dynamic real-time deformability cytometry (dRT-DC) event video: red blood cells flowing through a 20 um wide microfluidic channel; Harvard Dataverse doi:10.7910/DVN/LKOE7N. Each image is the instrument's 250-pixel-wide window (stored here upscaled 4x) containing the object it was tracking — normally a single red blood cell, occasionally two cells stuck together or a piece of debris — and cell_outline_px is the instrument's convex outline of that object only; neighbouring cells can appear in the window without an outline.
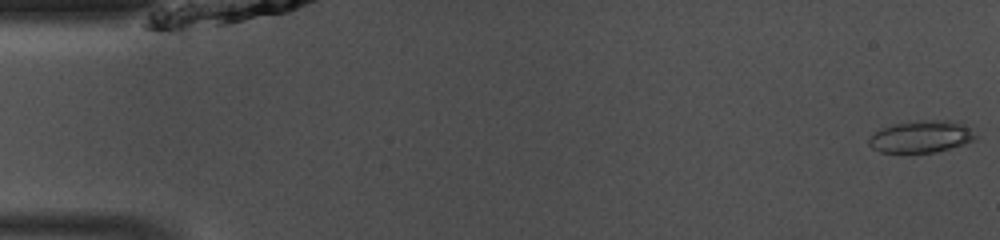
{"species": "common noctule bat (a hibernating species)", "species_latin": "Nyctalus noctula", "temperature_condition": "room temperature", "stored_images_in_passage": 48, "camera_frame_rate_fps": 3000, "um_per_image_px": 0.085, "animal": {"sex": "male", "body_mass_g": 13.0, "forearm_length_mm": 53.1}, "frame": {"image": 1, "passage_image": 1, "time_ms": 0.0, "image_size_px": [1000, 240], "cell_outline_px": [[976, 140], [964, 144], [936, 152], [880, 152], [872, 148], [868, 144], [868, 140], [880, 128], [892, 124], [916, 120], [948, 120], [960, 124], [968, 128], [976, 136]], "centroid_in_image_um": [78.27, 11.61], "position_along_channel_um": 6.7, "area_um2": 19.71}}
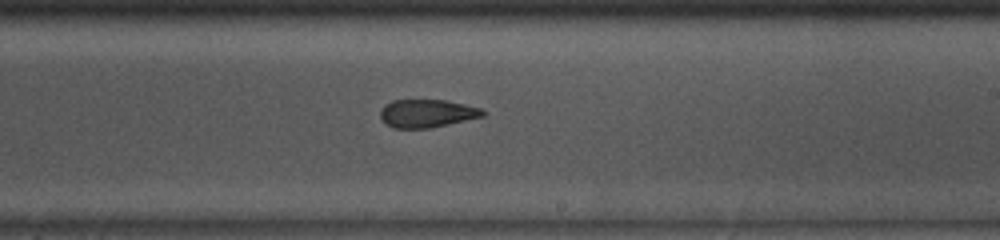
{"frame": {"image": 2, "passage_image": 28, "time_ms": 9.0, "image_size_px": [1000, 240], "cell_outline_px": [[488, 112], [484, 116], [448, 124], [428, 128], [392, 128], [384, 124], [380, 116], [380, 112], [384, 104], [392, 100], [444, 100], [464, 104], [480, 108]], "centroid_in_image_um": [36.27, 9.64], "position_along_channel_um": 252.7, "area_um2": 16.82}}
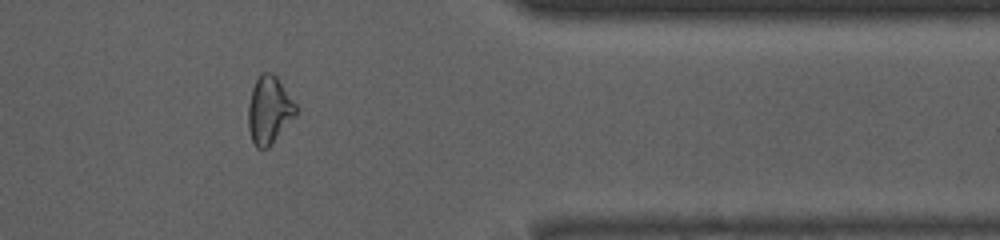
{"frame": {"image": 3, "passage_image": 39, "time_ms": 12.667, "image_size_px": [1000, 240], "cell_outline_px": [[296, 116], [272, 144], [268, 148], [256, 148], [252, 140], [248, 128], [248, 104], [252, 88], [260, 72], [272, 72], [276, 76], [296, 104]], "centroid_in_image_um": [22.87, 9.36], "position_along_channel_um": 388.5, "area_um2": 18.84}, "authors_computed_cell_mechanics": {"area_um2": 18.785, "velocity_mm_per_s": 4.156, "shape_relaxation_time_tau1_ms": null, "shape_relaxation_time_tau2_ms": 1.4239, "deformation_change_tau1": null, "deformation_change_tau2": 0.0749}}